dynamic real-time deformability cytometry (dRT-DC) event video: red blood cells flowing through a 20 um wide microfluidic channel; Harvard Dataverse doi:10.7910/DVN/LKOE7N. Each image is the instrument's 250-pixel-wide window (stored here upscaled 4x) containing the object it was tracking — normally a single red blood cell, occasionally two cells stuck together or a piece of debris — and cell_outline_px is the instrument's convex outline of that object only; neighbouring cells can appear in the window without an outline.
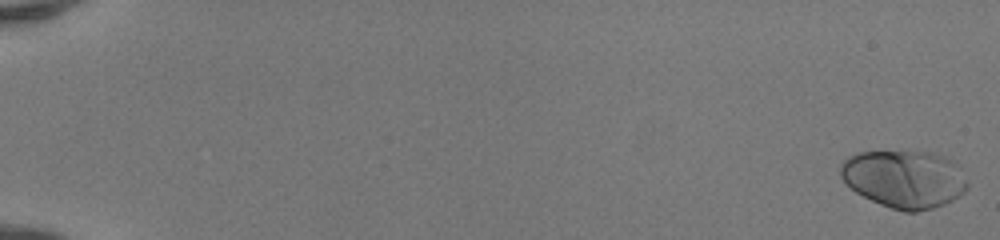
{"species": "human", "species_latin": "Homo sapiens", "temperature_condition": "room temperature", "stored_images_in_passage": 51, "camera_frame_rate_fps": 3000, "um_per_image_px": 0.085, "donor": {"sex": "female"}, "frame": {"image": 1, "passage_image": 1, "time_ms": 0.0, "image_size_px": [1000, 240], "cell_outline_px": [[968, 188], [964, 192], [952, 200], [944, 204], [932, 208], [916, 212], [904, 212], [880, 204], [856, 192], [840, 176], [840, 164], [848, 156], [856, 152], [932, 152], [948, 156], [956, 160], [968, 180]], "centroid_in_image_um": [76.92, 15.2], "position_along_channel_um": 8.1, "area_um2": 43.06}}
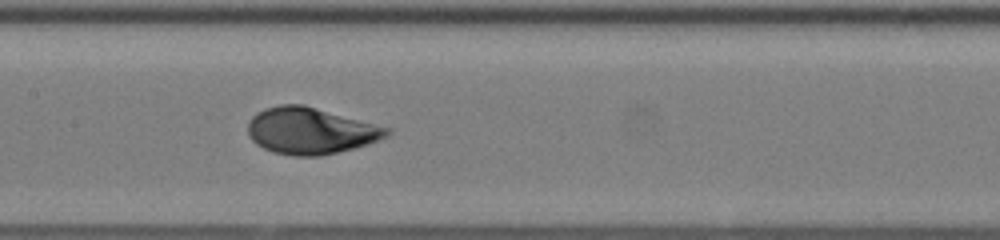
{"frame": {"image": 2, "passage_image": 28, "time_ms": 9.0, "image_size_px": [1000, 240], "cell_outline_px": [[392, 132], [388, 136], [352, 148], [320, 156], [292, 156], [272, 152], [256, 144], [248, 136], [248, 120], [256, 112], [264, 108], [280, 104], [304, 104], [392, 128]], "centroid_in_image_um": [26.36, 11.1], "position_along_channel_um": 181.0, "area_um2": 37.86}}
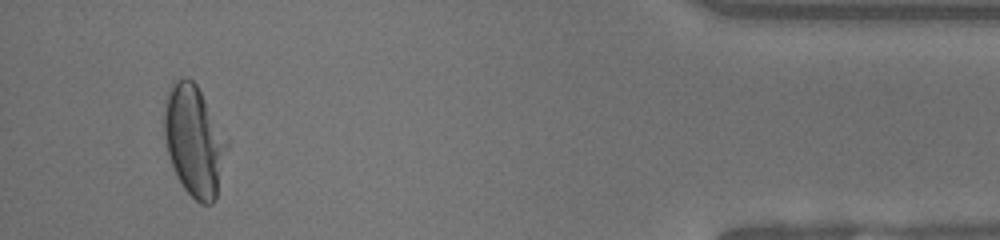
{"frame": {"image": 3, "passage_image": 49, "time_ms": 16.0, "image_size_px": [1000, 240], "cell_outline_px": [[228, 148], [216, 200], [212, 204], [200, 204], [184, 188], [176, 176], [168, 152], [164, 136], [164, 108], [168, 88], [176, 80], [192, 80], [196, 84], [228, 140]], "centroid_in_image_um": [16.51, 12.01], "position_along_channel_um": 418.7, "area_um2": 40.23}}